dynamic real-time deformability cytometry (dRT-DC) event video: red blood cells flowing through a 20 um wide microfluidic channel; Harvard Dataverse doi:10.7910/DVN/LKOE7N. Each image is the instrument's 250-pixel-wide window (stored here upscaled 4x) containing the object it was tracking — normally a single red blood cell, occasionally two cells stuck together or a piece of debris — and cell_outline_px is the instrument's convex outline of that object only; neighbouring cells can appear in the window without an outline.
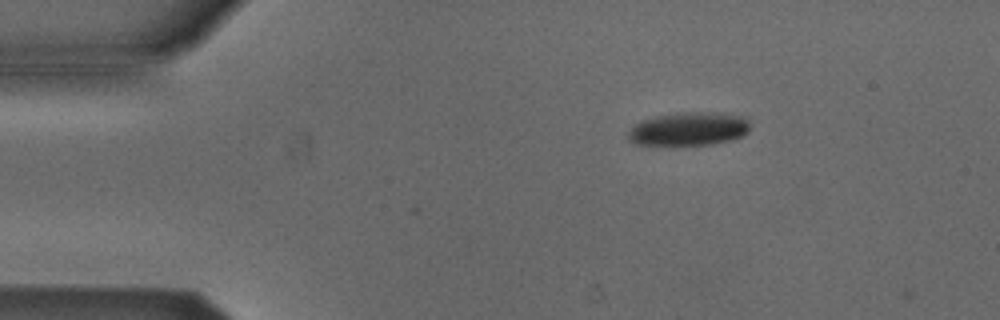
{"species": "Egyptian fruit bat (a non-hibernating species)", "species_latin": "Rousettus aegyptiacus", "temperature_condition": "cold", "stored_images_in_passage": 2, "camera_frame_rate_fps": 3000, "um_per_image_px": 0.085, "animal": {"sex": "male"}, "frame": {"image": 1, "passage_image": 1, "time_ms": 0.0, "image_size_px": [1000, 320], "cell_outline_px": [[748, 132], [744, 136], [732, 140], [712, 144], [636, 144], [628, 140], [628, 132], [636, 124], [644, 120], [656, 116], [696, 112], [744, 116], [748, 120]], "centroid_in_image_um": [58.57, 10.97], "position_along_channel_um": 26.4, "area_um2": 23.06}}